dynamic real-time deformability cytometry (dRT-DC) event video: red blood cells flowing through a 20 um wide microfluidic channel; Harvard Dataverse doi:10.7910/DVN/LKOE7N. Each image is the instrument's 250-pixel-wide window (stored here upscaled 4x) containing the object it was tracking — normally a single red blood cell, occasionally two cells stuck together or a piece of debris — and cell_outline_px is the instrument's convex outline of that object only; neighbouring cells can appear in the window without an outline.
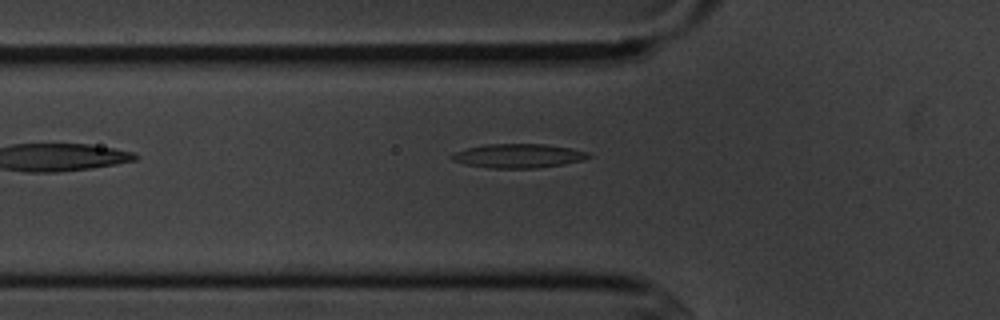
{"species": "common noctule bat (a hibernating species)", "species_latin": "Nyctalus noctula", "temperature_condition": "cold", "stored_images_in_passage": 6, "camera_frame_rate_fps": 3000, "um_per_image_px": 0.085, "animal": {"sex": "male", "body_mass_g": 20.1, "forearm_length_mm": 53.5}, "frame": {"image": 1, "passage_image": 5, "time_ms": 5.667, "image_size_px": [1000, 320], "cell_outline_px": [[592, 156], [584, 160], [564, 164], [536, 168], [488, 168], [464, 164], [452, 160], [448, 156], [456, 152], [468, 148], [484, 144], [544, 144], [572, 148], [588, 152]], "centroid_in_image_um": [44.06, 13.25], "position_along_channel_um": 81.7, "area_um2": 19.25}}
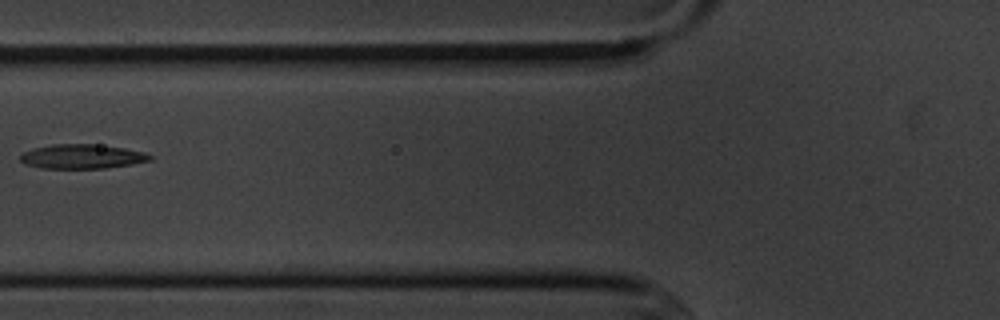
{"frame": {"image": 2, "passage_image": 6, "time_ms": 6.667, "image_size_px": [1000, 320], "cell_outline_px": [[152, 160], [132, 164], [108, 168], [40, 168], [24, 164], [20, 160], [20, 156], [24, 152], [32, 148], [52, 144], [92, 144], [124, 148], [144, 152], [152, 156]], "centroid_in_image_um": [6.95, 13.3], "position_along_channel_um": 118.8, "area_um2": 18.44}}